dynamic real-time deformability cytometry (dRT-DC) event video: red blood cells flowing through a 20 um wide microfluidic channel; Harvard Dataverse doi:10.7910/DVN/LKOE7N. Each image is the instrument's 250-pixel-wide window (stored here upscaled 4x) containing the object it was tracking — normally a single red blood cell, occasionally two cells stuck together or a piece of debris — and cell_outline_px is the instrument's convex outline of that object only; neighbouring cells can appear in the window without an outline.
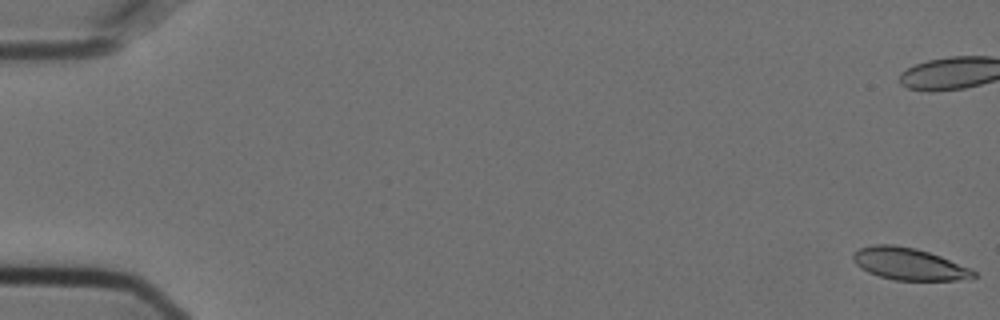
{"species": "Egyptian fruit bat (a non-hibernating species)", "species_latin": "Rousettus aegyptiacus", "temperature_condition": "cold", "stored_images_in_passage": 56, "camera_frame_rate_fps": 3000, "um_per_image_px": 0.085, "animal": {"sex": "female"}, "frame": {"image": 1, "passage_image": 1, "time_ms": 0.0, "image_size_px": [1000, 320], "cell_outline_px": [[976, 276], [972, 280], [896, 280], [880, 276], [868, 272], [860, 268], [852, 260], [852, 252], [860, 248], [876, 244], [892, 244], [916, 248], [940, 256], [968, 268], [976, 272]], "centroid_in_image_um": [77.24, 22.44], "position_along_channel_um": 7.8, "area_um2": 22.48}}